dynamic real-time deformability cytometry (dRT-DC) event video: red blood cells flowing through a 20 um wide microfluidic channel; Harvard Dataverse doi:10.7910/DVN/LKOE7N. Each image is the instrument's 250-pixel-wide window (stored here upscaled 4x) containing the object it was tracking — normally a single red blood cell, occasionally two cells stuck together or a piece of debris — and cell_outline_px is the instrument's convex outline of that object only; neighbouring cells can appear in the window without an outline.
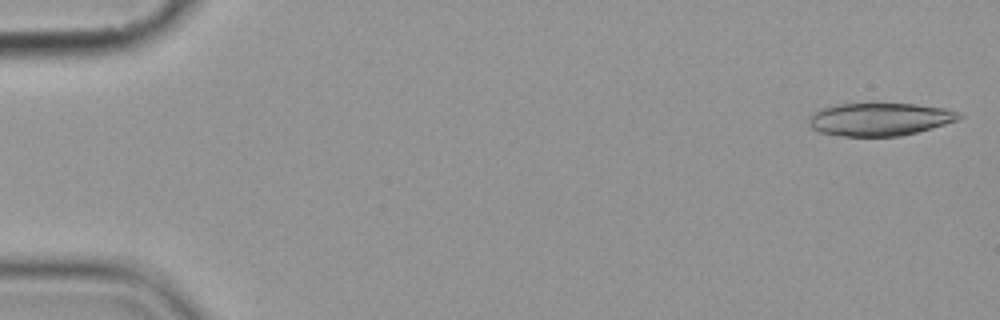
{"species": "common noctule bat (a hibernating species)", "species_latin": "Nyctalus noctula", "temperature_condition": "cold", "stored_images_in_passage": 9, "camera_frame_rate_fps": 3000, "um_per_image_px": 0.085, "animal": {"sex": "female", "body_mass_g": 19.9}, "frame": {"image": 1, "passage_image": 1, "time_ms": 0.0, "image_size_px": [1000, 320], "cell_outline_px": [[964, 116], [956, 120], [932, 128], [900, 136], [844, 136], [820, 132], [812, 128], [808, 124], [808, 116], [820, 108], [840, 104], [916, 104], [944, 108], [960, 112]], "centroid_in_image_um": [74.76, 10.13], "position_along_channel_um": 10.2, "area_um2": 28.67}}
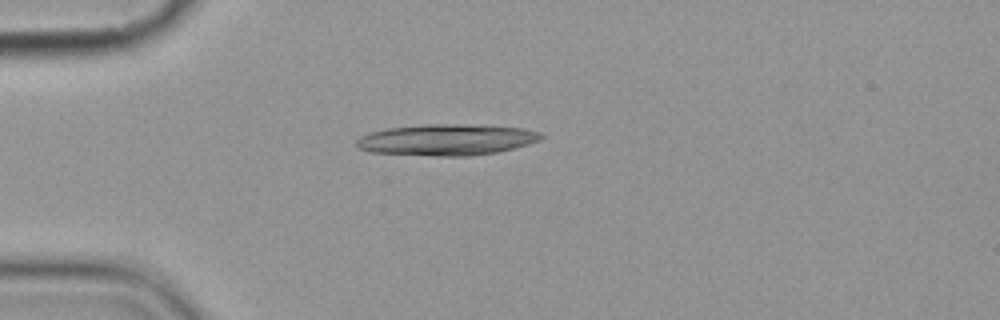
{"frame": {"image": 2, "passage_image": 4, "time_ms": 4.333, "image_size_px": [1000, 320], "cell_outline_px": [[544, 136], [540, 140], [528, 144], [500, 152], [472, 156], [436, 156], [372, 152], [356, 148], [356, 140], [360, 136], [368, 132], [388, 128], [424, 124], [452, 124], [524, 128], [540, 132]], "centroid_in_image_um": [37.94, 11.89], "position_along_channel_um": 47.1, "area_um2": 33.7}}